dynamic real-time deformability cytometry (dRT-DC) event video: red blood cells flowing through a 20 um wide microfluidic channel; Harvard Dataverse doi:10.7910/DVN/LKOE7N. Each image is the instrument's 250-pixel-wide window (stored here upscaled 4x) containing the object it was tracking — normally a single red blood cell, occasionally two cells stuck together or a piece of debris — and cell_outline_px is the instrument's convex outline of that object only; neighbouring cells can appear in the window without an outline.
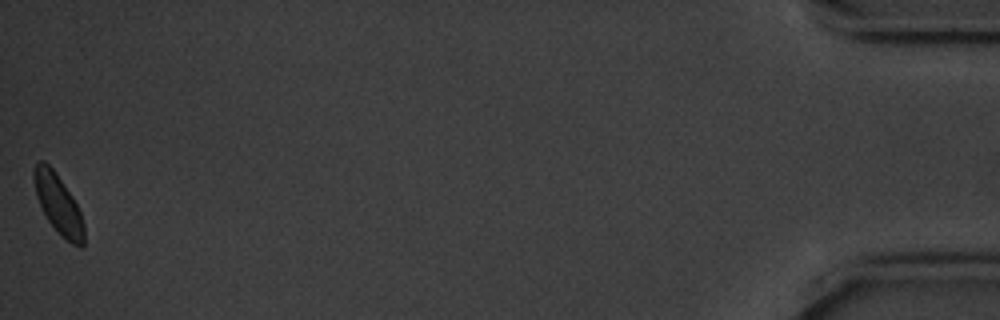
{"species": "common noctule bat (a hibernating species)", "species_latin": "Nyctalus noctula", "temperature_condition": "cold", "stored_images_in_passage": 41, "camera_frame_rate_fps": 3000, "um_per_image_px": 0.085, "animal": {"sex": "male", "body_mass_g": 20.1, "forearm_length_mm": 53.5}, "frame": {"image": 1, "passage_image": 41, "time_ms": 13.333, "image_size_px": [1000, 320], "cell_outline_px": [[84, 248], [80, 248], [72, 244], [48, 220], [36, 196], [32, 176], [32, 168], [36, 160], [44, 160], [56, 172], [72, 196], [80, 212], [84, 224]], "centroid_in_image_um": [4.93, 17.28], "position_along_channel_um": 430.3, "area_um2": 17.28}}